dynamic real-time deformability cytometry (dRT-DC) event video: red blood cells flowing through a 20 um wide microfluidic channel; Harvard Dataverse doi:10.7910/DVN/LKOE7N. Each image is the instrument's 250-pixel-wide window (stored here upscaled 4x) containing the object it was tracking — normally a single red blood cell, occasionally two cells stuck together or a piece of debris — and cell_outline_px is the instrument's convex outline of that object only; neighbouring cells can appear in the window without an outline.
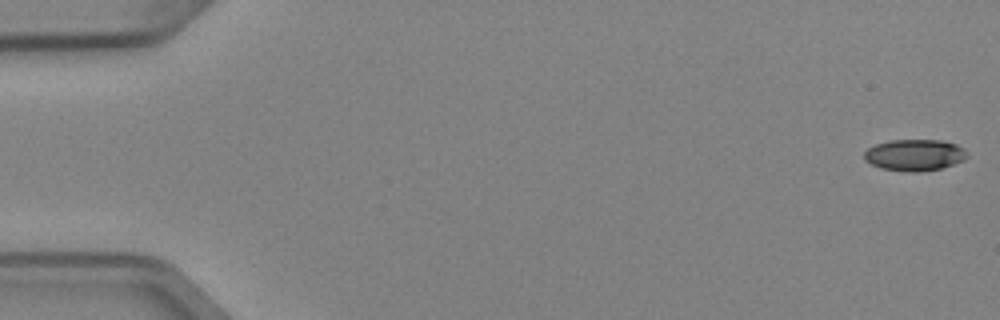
{"species": "Egyptian fruit bat (a non-hibernating species)", "species_latin": "Rousettus aegyptiacus", "temperature_condition": "cold", "stored_images_in_passage": 52, "camera_frame_rate_fps": 3000, "um_per_image_px": 0.085, "animal": {"sex": "female"}, "frame": {"image": 1, "passage_image": 1, "time_ms": 0.0, "image_size_px": [1000, 320], "cell_outline_px": [[968, 156], [964, 160], [940, 168], [920, 172], [908, 172], [880, 168], [864, 160], [864, 152], [868, 148], [876, 144], [888, 140], [940, 140], [956, 144], [964, 148]], "centroid_in_image_um": [77.73, 13.17], "position_along_channel_um": 7.3, "area_um2": 18.9}}
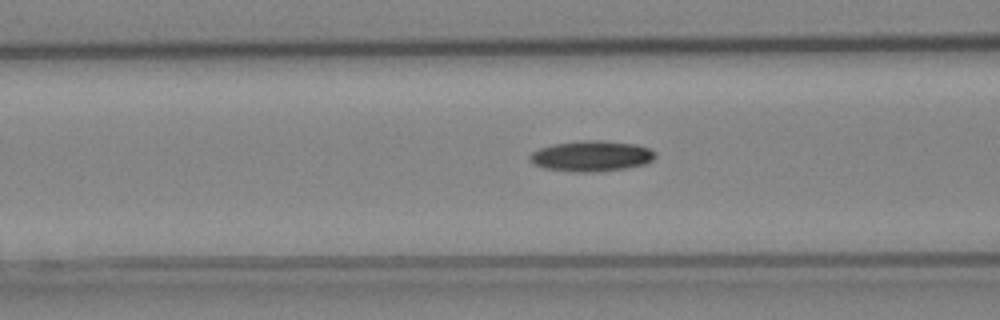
{"frame": {"image": 2, "passage_image": 21, "time_ms": 6.667, "image_size_px": [1000, 320], "cell_outline_px": [[656, 156], [652, 160], [644, 164], [624, 168], [596, 172], [572, 172], [544, 168], [532, 164], [528, 160], [528, 156], [532, 152], [540, 148], [556, 144], [584, 140], [600, 140], [636, 144], [648, 148], [656, 152]], "centroid_in_image_um": [50.24, 13.27], "position_along_channel_um": 116.4, "area_um2": 22.43}}
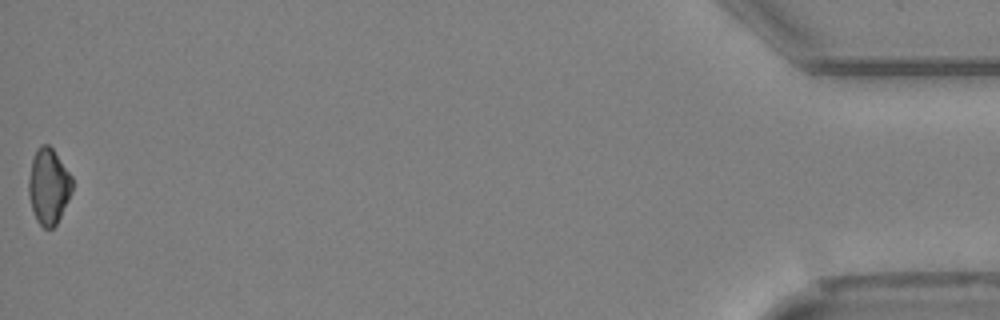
{"frame": {"image": 3, "passage_image": 52, "time_ms": 17.0, "image_size_px": [1000, 320], "cell_outline_px": [[72, 192], [56, 224], [52, 228], [44, 228], [36, 220], [28, 196], [28, 180], [32, 160], [36, 148], [40, 144], [48, 144], [52, 148], [72, 176]], "centroid_in_image_um": [4.11, 15.82], "position_along_channel_um": 431.1, "area_um2": 19.19}, "authors_computed_cell_mechanics": {"area_um2": 19.9988, "velocity_mm_per_s": 3.9743, "shape_relaxation_time_tau1_ms": 6.0465, "shape_relaxation_time_tau2_ms": null, "deformation_change_tau1": 0.1303, "deformation_change_tau2": null}}